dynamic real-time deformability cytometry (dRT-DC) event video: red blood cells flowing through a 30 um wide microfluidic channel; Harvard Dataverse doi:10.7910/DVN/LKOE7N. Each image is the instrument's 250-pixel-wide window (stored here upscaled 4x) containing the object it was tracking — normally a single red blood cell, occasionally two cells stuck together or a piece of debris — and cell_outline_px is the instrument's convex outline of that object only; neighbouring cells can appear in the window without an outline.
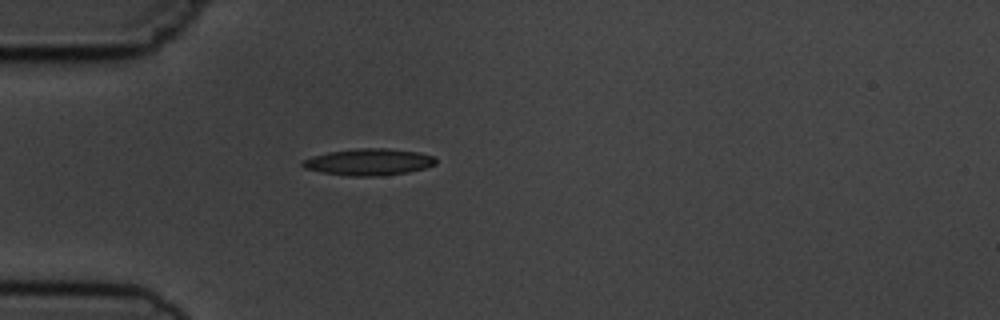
{"species": "common noctule bat (a hibernating species)", "species_latin": "Nyctalus noctula", "temperature_condition": "cold", "stored_images_in_passage": 1, "camera_frame_rate_fps": 3000, "um_per_image_px": 0.085, "animal": {"sex": "male", "body_mass_g": 19.5, "forearm_length_mm": 54.6}, "frame": {"image": 1, "passage_image": 1, "time_ms": 0.0, "image_size_px": [1000, 320], "cell_outline_px": [[436, 164], [424, 168], [408, 172], [380, 176], [348, 176], [320, 172], [304, 168], [300, 164], [300, 160], [312, 156], [328, 152], [356, 148], [388, 148], [420, 152], [432, 156], [436, 160]], "centroid_in_image_um": [31.3, 13.77], "position_along_channel_um": 53.7, "area_um2": 20.92}}